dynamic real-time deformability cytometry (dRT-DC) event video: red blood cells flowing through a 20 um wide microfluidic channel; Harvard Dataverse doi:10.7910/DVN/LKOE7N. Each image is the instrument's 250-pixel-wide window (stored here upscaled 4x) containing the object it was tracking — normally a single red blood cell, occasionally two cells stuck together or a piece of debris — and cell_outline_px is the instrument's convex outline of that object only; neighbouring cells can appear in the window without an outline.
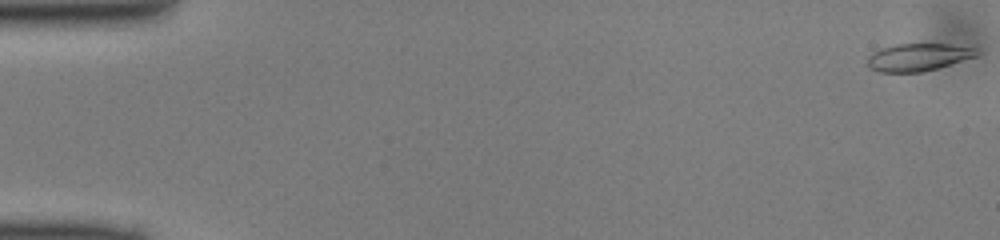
{"species": "common noctule bat (a hibernating species)", "species_latin": "Nyctalus noctula", "temperature_condition": "cold", "stored_images_in_passage": 49, "camera_frame_rate_fps": 3000, "um_per_image_px": 0.085, "animal": {"sex": "male", "body_mass_g": 13.0, "forearm_length_mm": 53.1}, "frame": {"image": 1, "passage_image": 1, "time_ms": 0.0, "image_size_px": [1000, 240], "cell_outline_px": [[980, 52], [976, 56], [936, 68], [920, 72], [880, 72], [872, 68], [868, 64], [868, 56], [872, 52], [880, 48], [896, 44], [952, 44], [976, 48]], "centroid_in_image_um": [78.04, 4.84], "position_along_channel_um": 7.0, "area_um2": 17.34}}
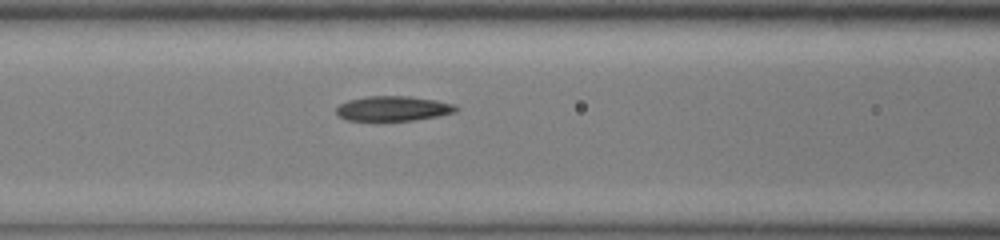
{"frame": {"image": 2, "passage_image": 21, "time_ms": 6.667, "image_size_px": [1000, 240], "cell_outline_px": [[460, 108], [456, 112], [436, 116], [412, 120], [348, 120], [340, 116], [336, 112], [336, 108], [340, 104], [348, 100], [368, 96], [408, 96], [436, 100], [452, 104]], "centroid_in_image_um": [33.42, 9.21], "position_along_channel_um": 133.2, "area_um2": 17.11}}
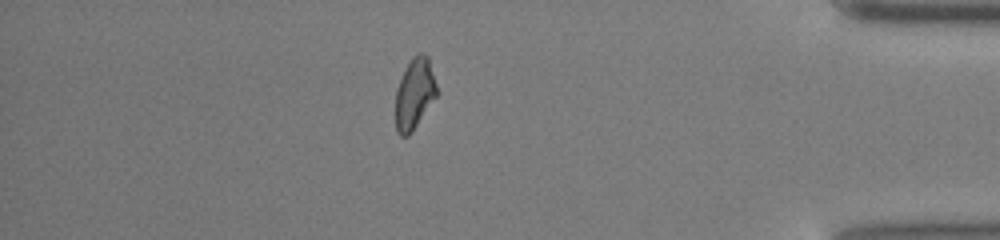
{"frame": {"image": 3, "passage_image": 43, "time_ms": 14.0, "image_size_px": [1000, 240], "cell_outline_px": [[436, 96], [412, 132], [408, 136], [400, 136], [396, 132], [396, 92], [400, 80], [412, 56], [416, 52], [424, 52], [428, 56], [436, 84]], "centroid_in_image_um": [35.23, 7.95], "position_along_channel_um": 400.0, "area_um2": 16.82}}